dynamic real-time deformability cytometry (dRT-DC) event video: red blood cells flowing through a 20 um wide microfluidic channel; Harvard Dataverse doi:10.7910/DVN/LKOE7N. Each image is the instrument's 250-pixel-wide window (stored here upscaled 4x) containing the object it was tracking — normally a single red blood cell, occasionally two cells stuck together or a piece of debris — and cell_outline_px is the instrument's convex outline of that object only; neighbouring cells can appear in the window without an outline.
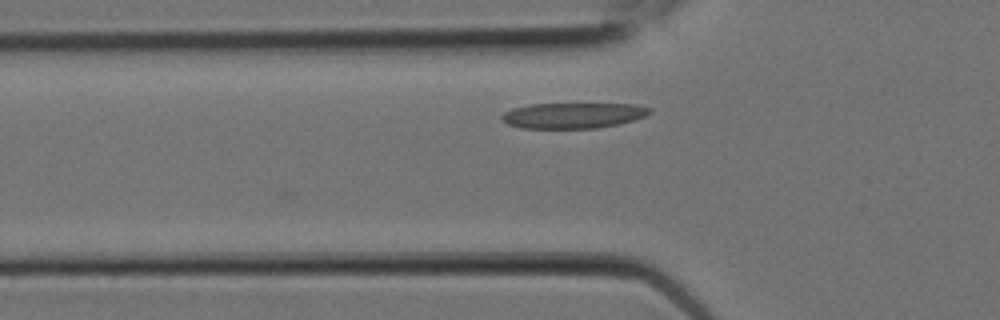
{"species": "Egyptian fruit bat (a non-hibernating species)", "species_latin": "Rousettus aegyptiacus", "temperature_condition": "room temperature", "stored_images_in_passage": 6, "camera_frame_rate_fps": 3000, "um_per_image_px": 0.085, "animal": {"sex": "female"}, "frame": {"image": 1, "passage_image": 2, "time_ms": 0.333, "image_size_px": [1000, 320], "cell_outline_px": [[652, 112], [644, 116], [620, 124], [596, 128], [520, 128], [508, 124], [500, 120], [500, 116], [504, 112], [512, 108], [528, 104], [636, 104], [652, 108]], "centroid_in_image_um": [48.68, 9.81], "position_along_channel_um": 77.1, "area_um2": 22.2}}
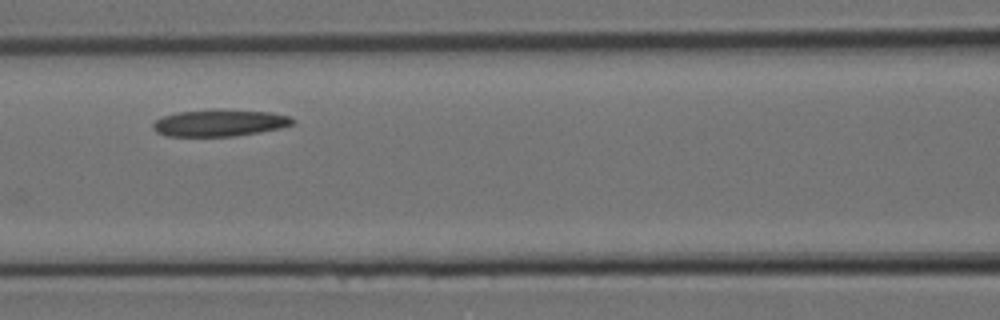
{"frame": {"image": 2, "passage_image": 4, "time_ms": 1.0, "image_size_px": [1000, 320], "cell_outline_px": [[296, 120], [292, 124], [280, 128], [260, 132], [236, 136], [168, 136], [156, 132], [152, 128], [152, 124], [156, 120], [164, 116], [176, 112], [268, 112], [288, 116]], "centroid_in_image_um": [18.64, 10.5], "position_along_channel_um": 148.0, "area_um2": 20.69}}
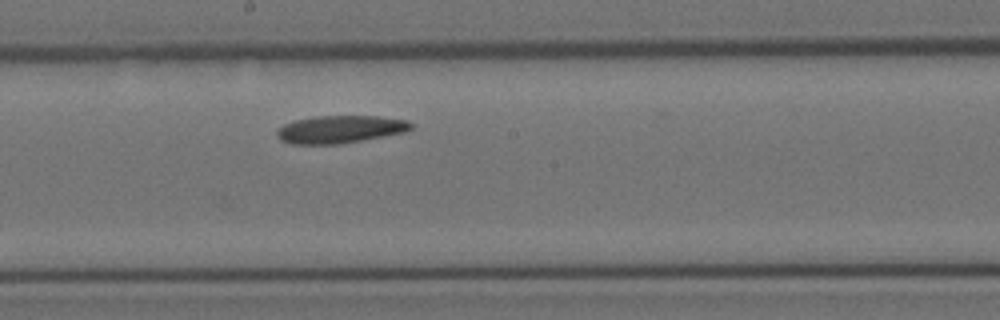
{"frame": {"image": 3, "passage_image": 6, "time_ms": 1.667, "image_size_px": [1000, 320], "cell_outline_px": [[412, 128], [404, 132], [384, 136], [340, 144], [292, 144], [280, 140], [276, 136], [276, 128], [284, 124], [296, 120], [312, 116], [380, 116], [408, 120], [412, 124]], "centroid_in_image_um": [28.87, 10.99], "position_along_channel_um": 219.3, "area_um2": 21.73}}